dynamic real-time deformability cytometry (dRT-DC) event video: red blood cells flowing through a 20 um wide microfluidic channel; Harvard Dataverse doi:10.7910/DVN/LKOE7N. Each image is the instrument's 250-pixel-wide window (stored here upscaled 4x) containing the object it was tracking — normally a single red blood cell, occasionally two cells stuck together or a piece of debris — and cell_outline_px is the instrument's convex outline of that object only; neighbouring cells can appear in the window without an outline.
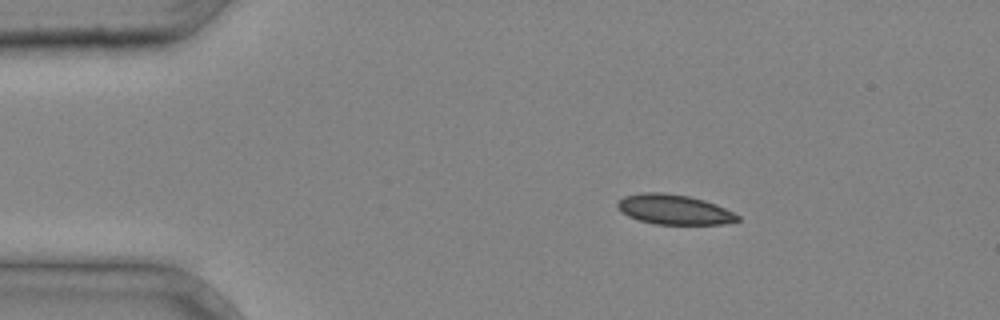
{"species": "common noctule bat (a hibernating species)", "species_latin": "Nyctalus noctula", "temperature_condition": "cold", "stored_images_in_passage": 3, "camera_frame_rate_fps": 3000, "um_per_image_px": 0.085, "animal": {"sex": "male", "body_mass_g": 20.4}, "frame": {"image": 1, "passage_image": 1, "time_ms": 0.0, "image_size_px": [1000, 320], "cell_outline_px": [[740, 220], [724, 224], [656, 224], [640, 220], [628, 216], [620, 212], [616, 208], [616, 204], [624, 196], [640, 192], [660, 192], [688, 196], [704, 200], [716, 204], [740, 216]], "centroid_in_image_um": [57.26, 17.8], "position_along_channel_um": 27.7, "area_um2": 20.92}}